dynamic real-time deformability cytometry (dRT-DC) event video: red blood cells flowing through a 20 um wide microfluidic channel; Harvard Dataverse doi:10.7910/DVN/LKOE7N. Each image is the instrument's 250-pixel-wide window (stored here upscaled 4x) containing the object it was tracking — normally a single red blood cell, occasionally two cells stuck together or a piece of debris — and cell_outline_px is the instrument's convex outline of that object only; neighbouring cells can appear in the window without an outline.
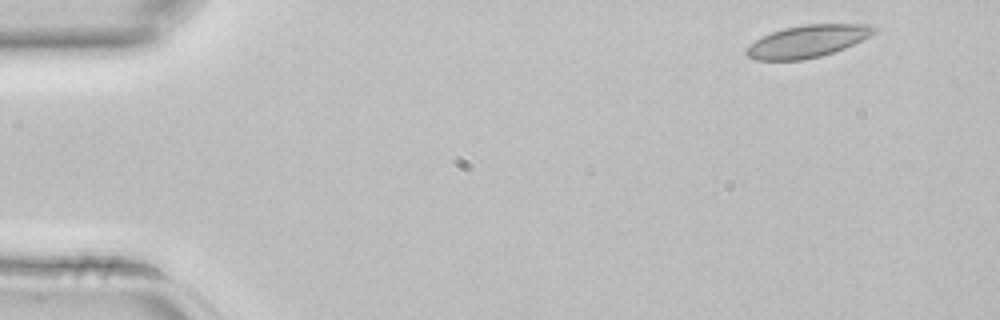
{"species": "common noctule bat (a hibernating species)", "species_latin": "Nyctalus noctula", "temperature_condition": "room temperature", "stored_images_in_passage": 3, "camera_frame_rate_fps": 3000, "um_per_image_px": 0.085, "animal": {"sex": "female", "body_mass_g": 22.7, "forearm_length_mm": 54.2}, "frame": {"image": 1, "passage_image": 1, "time_ms": 0.0, "image_size_px": [1000, 320], "cell_outline_px": [[880, 28], [876, 32], [844, 48], [820, 56], [804, 60], [756, 60], [748, 56], [744, 52], [756, 40], [772, 32], [784, 28], [804, 24], [872, 24]], "centroid_in_image_um": [68.67, 3.5], "position_along_channel_um": 16.3, "area_um2": 23.76}}
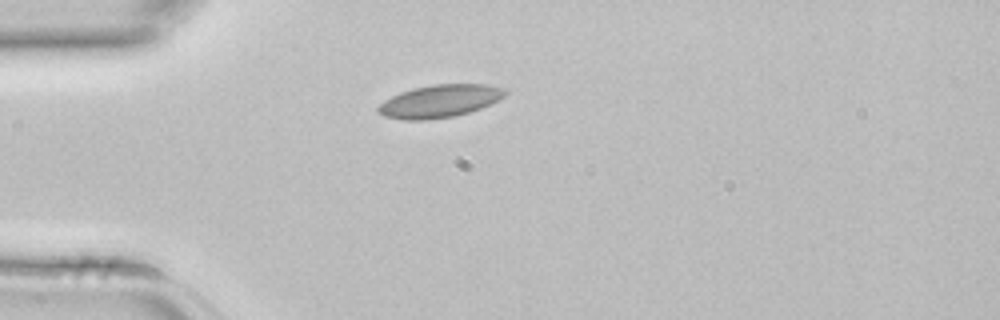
{"frame": {"image": 2, "passage_image": 3, "time_ms": 0.667, "image_size_px": [1000, 320], "cell_outline_px": [[508, 92], [504, 96], [480, 108], [456, 116], [428, 120], [404, 120], [384, 116], [376, 112], [376, 108], [384, 100], [400, 92], [412, 88], [432, 84], [484, 84], [504, 88]], "centroid_in_image_um": [37.32, 8.6], "position_along_channel_um": 47.7, "area_um2": 24.22}}